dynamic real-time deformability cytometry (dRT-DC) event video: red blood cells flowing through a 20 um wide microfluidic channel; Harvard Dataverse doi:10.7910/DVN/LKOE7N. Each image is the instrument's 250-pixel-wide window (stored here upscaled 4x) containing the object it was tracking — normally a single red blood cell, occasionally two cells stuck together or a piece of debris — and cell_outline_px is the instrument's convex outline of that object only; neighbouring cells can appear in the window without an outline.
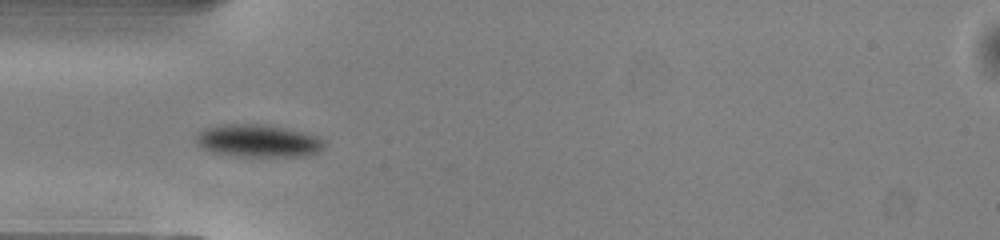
{"species": "common noctule bat (a hibernating species)", "species_latin": "Nyctalus noctula", "temperature_condition": "warm", "stored_images_in_passage": 30, "camera_frame_rate_fps": 3000, "um_per_image_px": 0.085, "animal": {"sex": "male", "body_mass_g": 13.0, "forearm_length_mm": 53.1}, "frame": {"image": 1, "passage_image": 1, "time_ms": 0.0, "image_size_px": [1000, 240], "cell_outline_px": [[324, 148], [316, 152], [304, 156], [232, 156], [212, 152], [196, 144], [196, 136], [204, 128], [220, 124], [256, 124], [288, 128], [308, 132], [320, 136], [324, 140]], "centroid_in_image_um": [21.96, 11.96], "position_along_channel_um": 63.0, "area_um2": 24.57}}
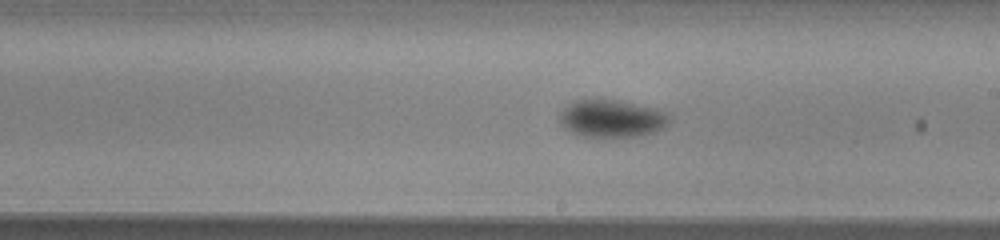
{"frame": {"image": 2, "passage_image": 14, "time_ms": 4.333, "image_size_px": [1000, 240], "cell_outline_px": [[668, 120], [660, 128], [652, 132], [636, 136], [584, 136], [572, 132], [560, 120], [560, 112], [568, 104], [576, 100], [592, 96], [596, 96], [656, 108], [664, 112], [668, 116]], "centroid_in_image_um": [51.93, 10.01], "position_along_channel_um": 237.1, "area_um2": 23.7}}
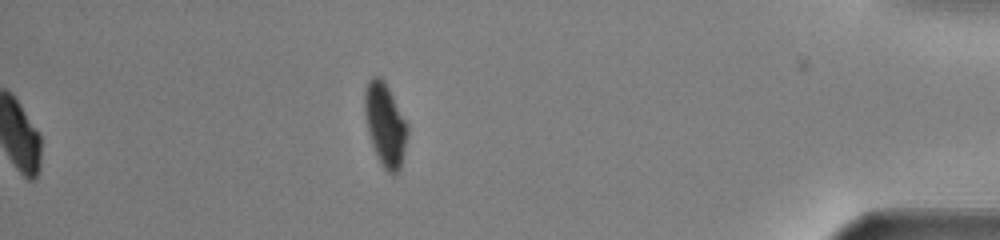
{"frame": {"image": 3, "passage_image": 30, "time_ms": 9.667, "image_size_px": [1000, 240], "cell_outline_px": [[408, 132], [400, 168], [392, 176], [380, 164], [372, 144], [368, 132], [364, 116], [364, 92], [368, 80], [372, 76], [380, 76], [384, 80], [408, 124]], "centroid_in_image_um": [32.72, 10.57], "position_along_channel_um": 402.5, "area_um2": 20.75}, "authors_computed_cell_mechanics": {"area_um2": 23.9581, "velocity_mm_per_s": 4.0435, "shape_relaxation_time_tau1_ms": 2.6529, "shape_relaxation_time_tau2_ms": null, "deformation_change_tau1": 0.1183, "deformation_change_tau2": null}}